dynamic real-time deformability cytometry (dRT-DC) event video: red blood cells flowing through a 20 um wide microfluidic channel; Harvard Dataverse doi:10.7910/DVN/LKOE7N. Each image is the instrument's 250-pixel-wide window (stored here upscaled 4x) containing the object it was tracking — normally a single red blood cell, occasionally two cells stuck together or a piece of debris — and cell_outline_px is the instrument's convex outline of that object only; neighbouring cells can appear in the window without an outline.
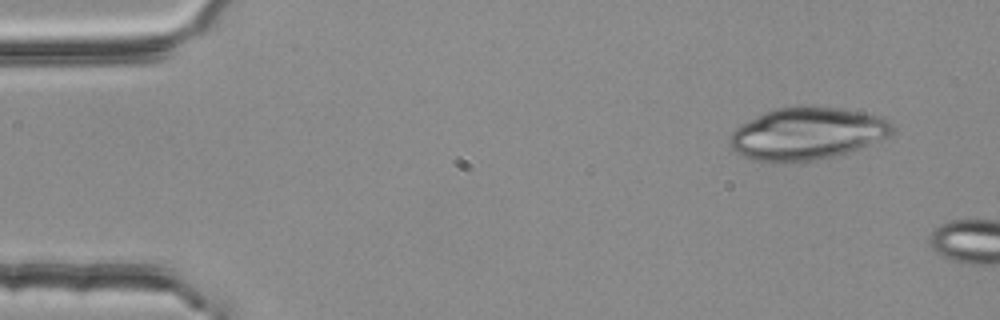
{"species": "common noctule bat (a hibernating species)", "species_latin": "Nyctalus noctula", "temperature_condition": "room temperature", "stored_images_in_passage": 2, "camera_frame_rate_fps": 3000, "um_per_image_px": 0.085, "animal": {"sex": "female", "body_mass_g": 25.1}, "frame": {"image": 1, "passage_image": 1, "time_ms": 0.0, "image_size_px": [1000, 320], "cell_outline_px": [[896, 128], [888, 136], [848, 152], [832, 156], [812, 160], [756, 160], [744, 156], [736, 152], [728, 144], [728, 136], [740, 124], [764, 112], [776, 108], [800, 104], [836, 108], [860, 112], [880, 116], [888, 120]], "centroid_in_image_um": [68.57, 11.31], "position_along_channel_um": 16.4, "area_um2": 49.01}}